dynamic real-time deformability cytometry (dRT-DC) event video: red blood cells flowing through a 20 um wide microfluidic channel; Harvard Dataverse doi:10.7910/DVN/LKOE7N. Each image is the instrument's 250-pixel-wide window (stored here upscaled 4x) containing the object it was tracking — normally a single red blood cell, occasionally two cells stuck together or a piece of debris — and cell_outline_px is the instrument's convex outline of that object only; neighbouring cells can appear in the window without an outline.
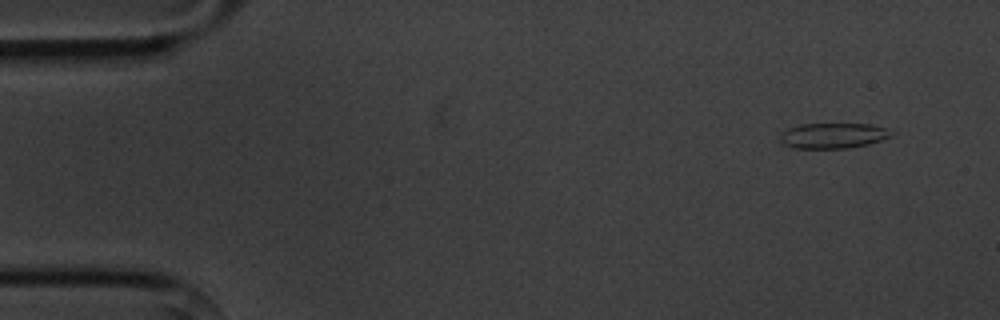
{"species": "common noctule bat (a hibernating species)", "species_latin": "Nyctalus noctula", "temperature_condition": "cold", "stored_images_in_passage": 4, "camera_frame_rate_fps": 3000, "um_per_image_px": 0.085, "animal": {"sex": "male", "body_mass_g": 20.1, "forearm_length_mm": 53.5}, "frame": {"image": 1, "passage_image": 1, "time_ms": 0.0, "image_size_px": [1000, 320], "cell_outline_px": [[896, 132], [892, 136], [868, 144], [848, 148], [792, 148], [784, 144], [780, 140], [780, 136], [788, 128], [800, 124], [872, 124], [888, 128]], "centroid_in_image_um": [70.87, 11.52], "position_along_channel_um": 14.1, "area_um2": 16.53}}
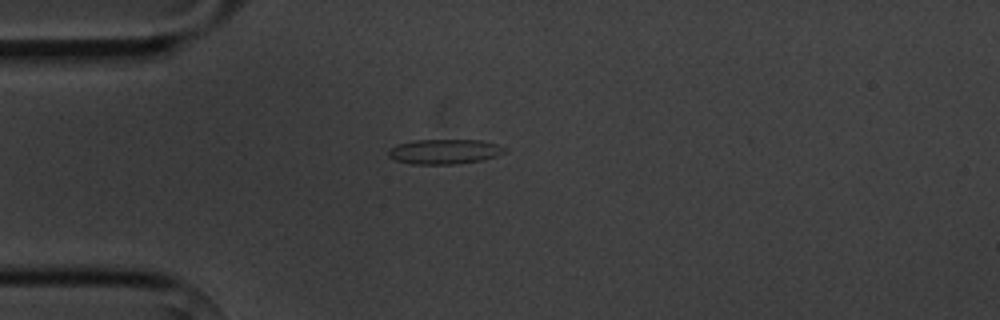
{"frame": {"image": 2, "passage_image": 4, "time_ms": 3.333, "image_size_px": [1000, 320], "cell_outline_px": [[504, 152], [496, 156], [480, 160], [452, 164], [412, 164], [396, 160], [388, 156], [388, 152], [396, 144], [416, 140], [480, 140], [496, 144], [504, 148]], "centroid_in_image_um": [37.74, 12.88], "position_along_channel_um": 47.3, "area_um2": 16.53}}